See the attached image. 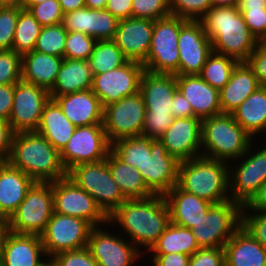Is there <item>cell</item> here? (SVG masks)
Instances as JSON below:
<instances>
[{
	"instance_id": "obj_12",
	"label": "cell",
	"mask_w": 266,
	"mask_h": 266,
	"mask_svg": "<svg viewBox=\"0 0 266 266\" xmlns=\"http://www.w3.org/2000/svg\"><path fill=\"white\" fill-rule=\"evenodd\" d=\"M92 228L84 219L54 212L41 235L47 259L61 252L86 248Z\"/></svg>"
},
{
	"instance_id": "obj_38",
	"label": "cell",
	"mask_w": 266,
	"mask_h": 266,
	"mask_svg": "<svg viewBox=\"0 0 266 266\" xmlns=\"http://www.w3.org/2000/svg\"><path fill=\"white\" fill-rule=\"evenodd\" d=\"M237 63L238 61L232 57L212 52L202 67L199 76L213 88L220 91L229 81L232 70Z\"/></svg>"
},
{
	"instance_id": "obj_39",
	"label": "cell",
	"mask_w": 266,
	"mask_h": 266,
	"mask_svg": "<svg viewBox=\"0 0 266 266\" xmlns=\"http://www.w3.org/2000/svg\"><path fill=\"white\" fill-rule=\"evenodd\" d=\"M151 140L142 135L119 139L111 144V152L125 164L139 169L145 161V147Z\"/></svg>"
},
{
	"instance_id": "obj_27",
	"label": "cell",
	"mask_w": 266,
	"mask_h": 266,
	"mask_svg": "<svg viewBox=\"0 0 266 266\" xmlns=\"http://www.w3.org/2000/svg\"><path fill=\"white\" fill-rule=\"evenodd\" d=\"M167 202L170 221L176 225L191 229L211 207L212 203L174 186L164 195Z\"/></svg>"
},
{
	"instance_id": "obj_10",
	"label": "cell",
	"mask_w": 266,
	"mask_h": 266,
	"mask_svg": "<svg viewBox=\"0 0 266 266\" xmlns=\"http://www.w3.org/2000/svg\"><path fill=\"white\" fill-rule=\"evenodd\" d=\"M253 144L254 141L246 153L235 160L239 161L237 165L229 164L230 200L241 206H245L266 181V147L264 145L262 149H256L257 151L254 150L252 153Z\"/></svg>"
},
{
	"instance_id": "obj_29",
	"label": "cell",
	"mask_w": 266,
	"mask_h": 266,
	"mask_svg": "<svg viewBox=\"0 0 266 266\" xmlns=\"http://www.w3.org/2000/svg\"><path fill=\"white\" fill-rule=\"evenodd\" d=\"M226 266H266V248L242 226L224 245Z\"/></svg>"
},
{
	"instance_id": "obj_37",
	"label": "cell",
	"mask_w": 266,
	"mask_h": 266,
	"mask_svg": "<svg viewBox=\"0 0 266 266\" xmlns=\"http://www.w3.org/2000/svg\"><path fill=\"white\" fill-rule=\"evenodd\" d=\"M42 25L24 8H18L12 50L21 56L34 50Z\"/></svg>"
},
{
	"instance_id": "obj_16",
	"label": "cell",
	"mask_w": 266,
	"mask_h": 266,
	"mask_svg": "<svg viewBox=\"0 0 266 266\" xmlns=\"http://www.w3.org/2000/svg\"><path fill=\"white\" fill-rule=\"evenodd\" d=\"M179 163L159 139H152L145 147V161L138 170L147 188L154 195L164 196L177 185Z\"/></svg>"
},
{
	"instance_id": "obj_42",
	"label": "cell",
	"mask_w": 266,
	"mask_h": 266,
	"mask_svg": "<svg viewBox=\"0 0 266 266\" xmlns=\"http://www.w3.org/2000/svg\"><path fill=\"white\" fill-rule=\"evenodd\" d=\"M118 22L106 9H90L89 36L96 40H113Z\"/></svg>"
},
{
	"instance_id": "obj_41",
	"label": "cell",
	"mask_w": 266,
	"mask_h": 266,
	"mask_svg": "<svg viewBox=\"0 0 266 266\" xmlns=\"http://www.w3.org/2000/svg\"><path fill=\"white\" fill-rule=\"evenodd\" d=\"M67 30L62 23L44 26L37 38L34 50L64 58Z\"/></svg>"
},
{
	"instance_id": "obj_17",
	"label": "cell",
	"mask_w": 266,
	"mask_h": 266,
	"mask_svg": "<svg viewBox=\"0 0 266 266\" xmlns=\"http://www.w3.org/2000/svg\"><path fill=\"white\" fill-rule=\"evenodd\" d=\"M144 71L142 63L128 60L116 69L93 75L91 90L105 107L139 92Z\"/></svg>"
},
{
	"instance_id": "obj_32",
	"label": "cell",
	"mask_w": 266,
	"mask_h": 266,
	"mask_svg": "<svg viewBox=\"0 0 266 266\" xmlns=\"http://www.w3.org/2000/svg\"><path fill=\"white\" fill-rule=\"evenodd\" d=\"M76 126L64 115L60 106L50 99L45 105L39 127L36 132L61 152L73 135Z\"/></svg>"
},
{
	"instance_id": "obj_66",
	"label": "cell",
	"mask_w": 266,
	"mask_h": 266,
	"mask_svg": "<svg viewBox=\"0 0 266 266\" xmlns=\"http://www.w3.org/2000/svg\"><path fill=\"white\" fill-rule=\"evenodd\" d=\"M45 0H24V5H37Z\"/></svg>"
},
{
	"instance_id": "obj_34",
	"label": "cell",
	"mask_w": 266,
	"mask_h": 266,
	"mask_svg": "<svg viewBox=\"0 0 266 266\" xmlns=\"http://www.w3.org/2000/svg\"><path fill=\"white\" fill-rule=\"evenodd\" d=\"M107 163L113 180L126 199H144L154 194L147 188L139 170L119 160L111 151Z\"/></svg>"
},
{
	"instance_id": "obj_1",
	"label": "cell",
	"mask_w": 266,
	"mask_h": 266,
	"mask_svg": "<svg viewBox=\"0 0 266 266\" xmlns=\"http://www.w3.org/2000/svg\"><path fill=\"white\" fill-rule=\"evenodd\" d=\"M170 222L168 205L161 195L126 199L108 217V224L114 226L117 223L123 229L122 232L127 233L128 240L138 249L142 246L148 250L157 242Z\"/></svg>"
},
{
	"instance_id": "obj_46",
	"label": "cell",
	"mask_w": 266,
	"mask_h": 266,
	"mask_svg": "<svg viewBox=\"0 0 266 266\" xmlns=\"http://www.w3.org/2000/svg\"><path fill=\"white\" fill-rule=\"evenodd\" d=\"M23 8L43 27L62 23L64 13L58 0H45L37 5H24Z\"/></svg>"
},
{
	"instance_id": "obj_33",
	"label": "cell",
	"mask_w": 266,
	"mask_h": 266,
	"mask_svg": "<svg viewBox=\"0 0 266 266\" xmlns=\"http://www.w3.org/2000/svg\"><path fill=\"white\" fill-rule=\"evenodd\" d=\"M232 115L236 122L254 139L266 131V86L250 94Z\"/></svg>"
},
{
	"instance_id": "obj_26",
	"label": "cell",
	"mask_w": 266,
	"mask_h": 266,
	"mask_svg": "<svg viewBox=\"0 0 266 266\" xmlns=\"http://www.w3.org/2000/svg\"><path fill=\"white\" fill-rule=\"evenodd\" d=\"M34 181L8 162H0V215L7 221L25 199Z\"/></svg>"
},
{
	"instance_id": "obj_45",
	"label": "cell",
	"mask_w": 266,
	"mask_h": 266,
	"mask_svg": "<svg viewBox=\"0 0 266 266\" xmlns=\"http://www.w3.org/2000/svg\"><path fill=\"white\" fill-rule=\"evenodd\" d=\"M22 80V56L14 50H0V85Z\"/></svg>"
},
{
	"instance_id": "obj_8",
	"label": "cell",
	"mask_w": 266,
	"mask_h": 266,
	"mask_svg": "<svg viewBox=\"0 0 266 266\" xmlns=\"http://www.w3.org/2000/svg\"><path fill=\"white\" fill-rule=\"evenodd\" d=\"M242 206L232 200L212 204L192 228L199 248H220L241 227Z\"/></svg>"
},
{
	"instance_id": "obj_24",
	"label": "cell",
	"mask_w": 266,
	"mask_h": 266,
	"mask_svg": "<svg viewBox=\"0 0 266 266\" xmlns=\"http://www.w3.org/2000/svg\"><path fill=\"white\" fill-rule=\"evenodd\" d=\"M177 89L188 100L196 117L201 120L222 113L219 90L199 75H176Z\"/></svg>"
},
{
	"instance_id": "obj_5",
	"label": "cell",
	"mask_w": 266,
	"mask_h": 266,
	"mask_svg": "<svg viewBox=\"0 0 266 266\" xmlns=\"http://www.w3.org/2000/svg\"><path fill=\"white\" fill-rule=\"evenodd\" d=\"M253 140L232 114L221 113L202 120L201 156L228 164L233 160L235 163Z\"/></svg>"
},
{
	"instance_id": "obj_4",
	"label": "cell",
	"mask_w": 266,
	"mask_h": 266,
	"mask_svg": "<svg viewBox=\"0 0 266 266\" xmlns=\"http://www.w3.org/2000/svg\"><path fill=\"white\" fill-rule=\"evenodd\" d=\"M204 156L181 161L177 185L212 204L230 200L229 164Z\"/></svg>"
},
{
	"instance_id": "obj_23",
	"label": "cell",
	"mask_w": 266,
	"mask_h": 266,
	"mask_svg": "<svg viewBox=\"0 0 266 266\" xmlns=\"http://www.w3.org/2000/svg\"><path fill=\"white\" fill-rule=\"evenodd\" d=\"M76 127L103 124L104 107L91 89L51 96Z\"/></svg>"
},
{
	"instance_id": "obj_48",
	"label": "cell",
	"mask_w": 266,
	"mask_h": 266,
	"mask_svg": "<svg viewBox=\"0 0 266 266\" xmlns=\"http://www.w3.org/2000/svg\"><path fill=\"white\" fill-rule=\"evenodd\" d=\"M18 19V7L0 6V50H11Z\"/></svg>"
},
{
	"instance_id": "obj_15",
	"label": "cell",
	"mask_w": 266,
	"mask_h": 266,
	"mask_svg": "<svg viewBox=\"0 0 266 266\" xmlns=\"http://www.w3.org/2000/svg\"><path fill=\"white\" fill-rule=\"evenodd\" d=\"M50 99V93L45 88L22 80L14 84L13 106L8 120L13 131H36Z\"/></svg>"
},
{
	"instance_id": "obj_63",
	"label": "cell",
	"mask_w": 266,
	"mask_h": 266,
	"mask_svg": "<svg viewBox=\"0 0 266 266\" xmlns=\"http://www.w3.org/2000/svg\"><path fill=\"white\" fill-rule=\"evenodd\" d=\"M212 7L238 6L239 0H211Z\"/></svg>"
},
{
	"instance_id": "obj_11",
	"label": "cell",
	"mask_w": 266,
	"mask_h": 266,
	"mask_svg": "<svg viewBox=\"0 0 266 266\" xmlns=\"http://www.w3.org/2000/svg\"><path fill=\"white\" fill-rule=\"evenodd\" d=\"M146 106L140 92L104 107L103 128L110 144L123 138L141 136Z\"/></svg>"
},
{
	"instance_id": "obj_21",
	"label": "cell",
	"mask_w": 266,
	"mask_h": 266,
	"mask_svg": "<svg viewBox=\"0 0 266 266\" xmlns=\"http://www.w3.org/2000/svg\"><path fill=\"white\" fill-rule=\"evenodd\" d=\"M45 256L41 236L17 234L7 229L3 233L0 243L3 266H46L49 260Z\"/></svg>"
},
{
	"instance_id": "obj_40",
	"label": "cell",
	"mask_w": 266,
	"mask_h": 266,
	"mask_svg": "<svg viewBox=\"0 0 266 266\" xmlns=\"http://www.w3.org/2000/svg\"><path fill=\"white\" fill-rule=\"evenodd\" d=\"M238 9L250 32L259 42H266V0H239Z\"/></svg>"
},
{
	"instance_id": "obj_49",
	"label": "cell",
	"mask_w": 266,
	"mask_h": 266,
	"mask_svg": "<svg viewBox=\"0 0 266 266\" xmlns=\"http://www.w3.org/2000/svg\"><path fill=\"white\" fill-rule=\"evenodd\" d=\"M252 212H241V226L266 248V212Z\"/></svg>"
},
{
	"instance_id": "obj_60",
	"label": "cell",
	"mask_w": 266,
	"mask_h": 266,
	"mask_svg": "<svg viewBox=\"0 0 266 266\" xmlns=\"http://www.w3.org/2000/svg\"><path fill=\"white\" fill-rule=\"evenodd\" d=\"M242 211L266 212V181L259 187L251 200L245 206H242Z\"/></svg>"
},
{
	"instance_id": "obj_31",
	"label": "cell",
	"mask_w": 266,
	"mask_h": 266,
	"mask_svg": "<svg viewBox=\"0 0 266 266\" xmlns=\"http://www.w3.org/2000/svg\"><path fill=\"white\" fill-rule=\"evenodd\" d=\"M93 73L87 60L64 58L50 96H61L92 88Z\"/></svg>"
},
{
	"instance_id": "obj_62",
	"label": "cell",
	"mask_w": 266,
	"mask_h": 266,
	"mask_svg": "<svg viewBox=\"0 0 266 266\" xmlns=\"http://www.w3.org/2000/svg\"><path fill=\"white\" fill-rule=\"evenodd\" d=\"M85 4L90 9H105L107 0H85Z\"/></svg>"
},
{
	"instance_id": "obj_7",
	"label": "cell",
	"mask_w": 266,
	"mask_h": 266,
	"mask_svg": "<svg viewBox=\"0 0 266 266\" xmlns=\"http://www.w3.org/2000/svg\"><path fill=\"white\" fill-rule=\"evenodd\" d=\"M67 177L92 196L107 217L126 200L112 178L107 158L77 165L67 172Z\"/></svg>"
},
{
	"instance_id": "obj_52",
	"label": "cell",
	"mask_w": 266,
	"mask_h": 266,
	"mask_svg": "<svg viewBox=\"0 0 266 266\" xmlns=\"http://www.w3.org/2000/svg\"><path fill=\"white\" fill-rule=\"evenodd\" d=\"M189 266H226L224 247L199 248L190 256Z\"/></svg>"
},
{
	"instance_id": "obj_9",
	"label": "cell",
	"mask_w": 266,
	"mask_h": 266,
	"mask_svg": "<svg viewBox=\"0 0 266 266\" xmlns=\"http://www.w3.org/2000/svg\"><path fill=\"white\" fill-rule=\"evenodd\" d=\"M187 19L168 16L154 21L151 45L145 70L153 73L175 74L179 69L178 37Z\"/></svg>"
},
{
	"instance_id": "obj_43",
	"label": "cell",
	"mask_w": 266,
	"mask_h": 266,
	"mask_svg": "<svg viewBox=\"0 0 266 266\" xmlns=\"http://www.w3.org/2000/svg\"><path fill=\"white\" fill-rule=\"evenodd\" d=\"M97 40L85 33L68 32L65 39L64 58L88 60Z\"/></svg>"
},
{
	"instance_id": "obj_18",
	"label": "cell",
	"mask_w": 266,
	"mask_h": 266,
	"mask_svg": "<svg viewBox=\"0 0 266 266\" xmlns=\"http://www.w3.org/2000/svg\"><path fill=\"white\" fill-rule=\"evenodd\" d=\"M179 69L175 75H199L212 44L200 20H187L178 37Z\"/></svg>"
},
{
	"instance_id": "obj_35",
	"label": "cell",
	"mask_w": 266,
	"mask_h": 266,
	"mask_svg": "<svg viewBox=\"0 0 266 266\" xmlns=\"http://www.w3.org/2000/svg\"><path fill=\"white\" fill-rule=\"evenodd\" d=\"M198 249L191 229L170 222L149 251L151 254L181 253L191 256Z\"/></svg>"
},
{
	"instance_id": "obj_51",
	"label": "cell",
	"mask_w": 266,
	"mask_h": 266,
	"mask_svg": "<svg viewBox=\"0 0 266 266\" xmlns=\"http://www.w3.org/2000/svg\"><path fill=\"white\" fill-rule=\"evenodd\" d=\"M172 113L146 112L142 136L159 139L174 121Z\"/></svg>"
},
{
	"instance_id": "obj_30",
	"label": "cell",
	"mask_w": 266,
	"mask_h": 266,
	"mask_svg": "<svg viewBox=\"0 0 266 266\" xmlns=\"http://www.w3.org/2000/svg\"><path fill=\"white\" fill-rule=\"evenodd\" d=\"M63 59L35 50L22 55V81L49 91L53 87Z\"/></svg>"
},
{
	"instance_id": "obj_64",
	"label": "cell",
	"mask_w": 266,
	"mask_h": 266,
	"mask_svg": "<svg viewBox=\"0 0 266 266\" xmlns=\"http://www.w3.org/2000/svg\"><path fill=\"white\" fill-rule=\"evenodd\" d=\"M0 6L23 8L24 0H0Z\"/></svg>"
},
{
	"instance_id": "obj_67",
	"label": "cell",
	"mask_w": 266,
	"mask_h": 266,
	"mask_svg": "<svg viewBox=\"0 0 266 266\" xmlns=\"http://www.w3.org/2000/svg\"><path fill=\"white\" fill-rule=\"evenodd\" d=\"M46 266H53L50 262Z\"/></svg>"
},
{
	"instance_id": "obj_44",
	"label": "cell",
	"mask_w": 266,
	"mask_h": 266,
	"mask_svg": "<svg viewBox=\"0 0 266 266\" xmlns=\"http://www.w3.org/2000/svg\"><path fill=\"white\" fill-rule=\"evenodd\" d=\"M211 8V0H169L170 14L187 20H200Z\"/></svg>"
},
{
	"instance_id": "obj_57",
	"label": "cell",
	"mask_w": 266,
	"mask_h": 266,
	"mask_svg": "<svg viewBox=\"0 0 266 266\" xmlns=\"http://www.w3.org/2000/svg\"><path fill=\"white\" fill-rule=\"evenodd\" d=\"M14 84L0 85V119L8 121L13 106Z\"/></svg>"
},
{
	"instance_id": "obj_22",
	"label": "cell",
	"mask_w": 266,
	"mask_h": 266,
	"mask_svg": "<svg viewBox=\"0 0 266 266\" xmlns=\"http://www.w3.org/2000/svg\"><path fill=\"white\" fill-rule=\"evenodd\" d=\"M154 20L127 18L119 20L113 41L130 61L143 63L151 45Z\"/></svg>"
},
{
	"instance_id": "obj_53",
	"label": "cell",
	"mask_w": 266,
	"mask_h": 266,
	"mask_svg": "<svg viewBox=\"0 0 266 266\" xmlns=\"http://www.w3.org/2000/svg\"><path fill=\"white\" fill-rule=\"evenodd\" d=\"M90 8L83 7L73 12L65 13L62 25L67 32H81L89 36Z\"/></svg>"
},
{
	"instance_id": "obj_59",
	"label": "cell",
	"mask_w": 266,
	"mask_h": 266,
	"mask_svg": "<svg viewBox=\"0 0 266 266\" xmlns=\"http://www.w3.org/2000/svg\"><path fill=\"white\" fill-rule=\"evenodd\" d=\"M171 113L174 118L196 117L190 103L178 89L174 93Z\"/></svg>"
},
{
	"instance_id": "obj_3",
	"label": "cell",
	"mask_w": 266,
	"mask_h": 266,
	"mask_svg": "<svg viewBox=\"0 0 266 266\" xmlns=\"http://www.w3.org/2000/svg\"><path fill=\"white\" fill-rule=\"evenodd\" d=\"M7 162L34 182H55L67 176L60 152L36 131L14 134Z\"/></svg>"
},
{
	"instance_id": "obj_65",
	"label": "cell",
	"mask_w": 266,
	"mask_h": 266,
	"mask_svg": "<svg viewBox=\"0 0 266 266\" xmlns=\"http://www.w3.org/2000/svg\"><path fill=\"white\" fill-rule=\"evenodd\" d=\"M5 230H6V220L4 218H0V243Z\"/></svg>"
},
{
	"instance_id": "obj_6",
	"label": "cell",
	"mask_w": 266,
	"mask_h": 266,
	"mask_svg": "<svg viewBox=\"0 0 266 266\" xmlns=\"http://www.w3.org/2000/svg\"><path fill=\"white\" fill-rule=\"evenodd\" d=\"M53 213L52 182H34L6 221V229L17 234L41 236Z\"/></svg>"
},
{
	"instance_id": "obj_58",
	"label": "cell",
	"mask_w": 266,
	"mask_h": 266,
	"mask_svg": "<svg viewBox=\"0 0 266 266\" xmlns=\"http://www.w3.org/2000/svg\"><path fill=\"white\" fill-rule=\"evenodd\" d=\"M105 9L118 20L132 17V0H107Z\"/></svg>"
},
{
	"instance_id": "obj_56",
	"label": "cell",
	"mask_w": 266,
	"mask_h": 266,
	"mask_svg": "<svg viewBox=\"0 0 266 266\" xmlns=\"http://www.w3.org/2000/svg\"><path fill=\"white\" fill-rule=\"evenodd\" d=\"M154 266H189L190 256L181 253L153 254Z\"/></svg>"
},
{
	"instance_id": "obj_25",
	"label": "cell",
	"mask_w": 266,
	"mask_h": 266,
	"mask_svg": "<svg viewBox=\"0 0 266 266\" xmlns=\"http://www.w3.org/2000/svg\"><path fill=\"white\" fill-rule=\"evenodd\" d=\"M176 90L175 74L153 73L147 70L143 72L139 92L143 97L146 112L171 113Z\"/></svg>"
},
{
	"instance_id": "obj_50",
	"label": "cell",
	"mask_w": 266,
	"mask_h": 266,
	"mask_svg": "<svg viewBox=\"0 0 266 266\" xmlns=\"http://www.w3.org/2000/svg\"><path fill=\"white\" fill-rule=\"evenodd\" d=\"M49 262L53 266H98L87 247L58 253L51 257Z\"/></svg>"
},
{
	"instance_id": "obj_20",
	"label": "cell",
	"mask_w": 266,
	"mask_h": 266,
	"mask_svg": "<svg viewBox=\"0 0 266 266\" xmlns=\"http://www.w3.org/2000/svg\"><path fill=\"white\" fill-rule=\"evenodd\" d=\"M201 123L198 117L175 118L159 138L167 153L179 162L201 156Z\"/></svg>"
},
{
	"instance_id": "obj_61",
	"label": "cell",
	"mask_w": 266,
	"mask_h": 266,
	"mask_svg": "<svg viewBox=\"0 0 266 266\" xmlns=\"http://www.w3.org/2000/svg\"><path fill=\"white\" fill-rule=\"evenodd\" d=\"M63 13L73 12L86 6L85 0H58Z\"/></svg>"
},
{
	"instance_id": "obj_55",
	"label": "cell",
	"mask_w": 266,
	"mask_h": 266,
	"mask_svg": "<svg viewBox=\"0 0 266 266\" xmlns=\"http://www.w3.org/2000/svg\"><path fill=\"white\" fill-rule=\"evenodd\" d=\"M14 134L10 123L0 119V162H7L9 159Z\"/></svg>"
},
{
	"instance_id": "obj_2",
	"label": "cell",
	"mask_w": 266,
	"mask_h": 266,
	"mask_svg": "<svg viewBox=\"0 0 266 266\" xmlns=\"http://www.w3.org/2000/svg\"><path fill=\"white\" fill-rule=\"evenodd\" d=\"M212 51L245 62L260 43L250 32L238 6L212 7L201 19Z\"/></svg>"
},
{
	"instance_id": "obj_19",
	"label": "cell",
	"mask_w": 266,
	"mask_h": 266,
	"mask_svg": "<svg viewBox=\"0 0 266 266\" xmlns=\"http://www.w3.org/2000/svg\"><path fill=\"white\" fill-rule=\"evenodd\" d=\"M123 238V239H122ZM87 248L98 266H134L141 251L127 238L109 233L101 226L92 228Z\"/></svg>"
},
{
	"instance_id": "obj_14",
	"label": "cell",
	"mask_w": 266,
	"mask_h": 266,
	"mask_svg": "<svg viewBox=\"0 0 266 266\" xmlns=\"http://www.w3.org/2000/svg\"><path fill=\"white\" fill-rule=\"evenodd\" d=\"M52 194L54 212L84 219L93 227L102 226L104 223L108 225V217L93 197L67 176L52 182Z\"/></svg>"
},
{
	"instance_id": "obj_13",
	"label": "cell",
	"mask_w": 266,
	"mask_h": 266,
	"mask_svg": "<svg viewBox=\"0 0 266 266\" xmlns=\"http://www.w3.org/2000/svg\"><path fill=\"white\" fill-rule=\"evenodd\" d=\"M111 151L103 124L76 127L64 149L60 152L67 172L80 164L105 160Z\"/></svg>"
},
{
	"instance_id": "obj_36",
	"label": "cell",
	"mask_w": 266,
	"mask_h": 266,
	"mask_svg": "<svg viewBox=\"0 0 266 266\" xmlns=\"http://www.w3.org/2000/svg\"><path fill=\"white\" fill-rule=\"evenodd\" d=\"M128 59L113 40H97L87 60L93 75L102 74L124 65Z\"/></svg>"
},
{
	"instance_id": "obj_28",
	"label": "cell",
	"mask_w": 266,
	"mask_h": 266,
	"mask_svg": "<svg viewBox=\"0 0 266 266\" xmlns=\"http://www.w3.org/2000/svg\"><path fill=\"white\" fill-rule=\"evenodd\" d=\"M260 83L246 62H238L227 84L219 91L222 113L232 114L259 87Z\"/></svg>"
},
{
	"instance_id": "obj_54",
	"label": "cell",
	"mask_w": 266,
	"mask_h": 266,
	"mask_svg": "<svg viewBox=\"0 0 266 266\" xmlns=\"http://www.w3.org/2000/svg\"><path fill=\"white\" fill-rule=\"evenodd\" d=\"M261 86H266V42H260L245 61Z\"/></svg>"
},
{
	"instance_id": "obj_47",
	"label": "cell",
	"mask_w": 266,
	"mask_h": 266,
	"mask_svg": "<svg viewBox=\"0 0 266 266\" xmlns=\"http://www.w3.org/2000/svg\"><path fill=\"white\" fill-rule=\"evenodd\" d=\"M169 0H132V17L158 20L170 16Z\"/></svg>"
}]
</instances>
